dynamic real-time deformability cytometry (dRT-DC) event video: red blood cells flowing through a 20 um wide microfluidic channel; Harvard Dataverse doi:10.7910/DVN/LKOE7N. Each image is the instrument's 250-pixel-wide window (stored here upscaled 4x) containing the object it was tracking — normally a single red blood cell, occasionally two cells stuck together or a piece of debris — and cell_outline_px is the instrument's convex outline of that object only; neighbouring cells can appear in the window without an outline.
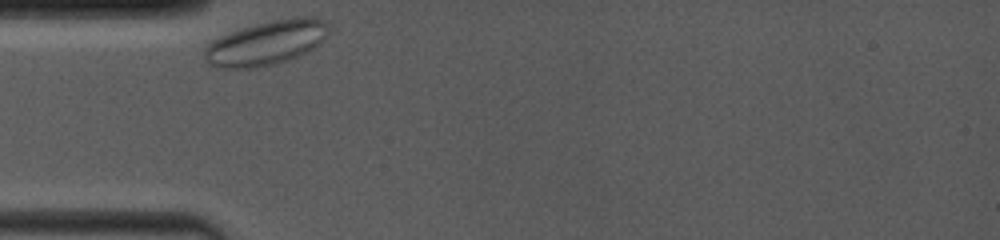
{"species": "common noctule bat (a hibernating species)", "species_latin": "Nyctalus noctula", "temperature_condition": "room temperature", "stored_images_in_passage": 8, "camera_frame_rate_fps": 4000, "um_per_image_px": 0.085, "animal": {"sex": "female", "body_mass_g": 19.0, "forearm_length_mm": 53.3}, "frame": {"image": 1, "passage_image": 1, "time_ms": 0.0, "image_size_px": [1000, 240], "cell_outline_px": [[328, 32], [324, 40], [320, 44], [288, 60], [276, 64], [252, 68], [220, 68], [208, 64], [204, 56], [204, 48], [212, 40], [220, 36], [244, 28], [272, 20], [300, 16], [312, 16], [324, 20], [328, 24]], "centroid_in_image_um": [22.64, 3.65], "position_along_channel_um": 62.4, "area_um2": 31.91}}
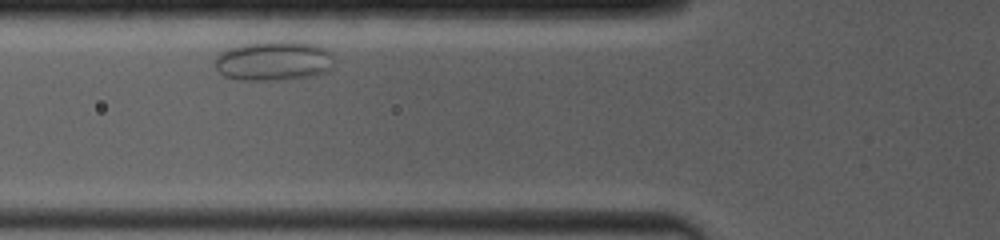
{"frame": {"image": 2, "passage_image": 4, "time_ms": 1.25, "image_size_px": [1000, 240], "cell_outline_px": [[332, 68], [328, 72], [316, 76], [276, 80], [240, 80], [224, 76], [216, 68], [216, 56], [220, 52], [228, 48], [244, 44], [272, 40], [300, 40], [316, 44], [328, 48], [332, 52]], "centroid_in_image_um": [23.33, 5.15], "position_along_channel_um": 102.5, "area_um2": 28.32}}
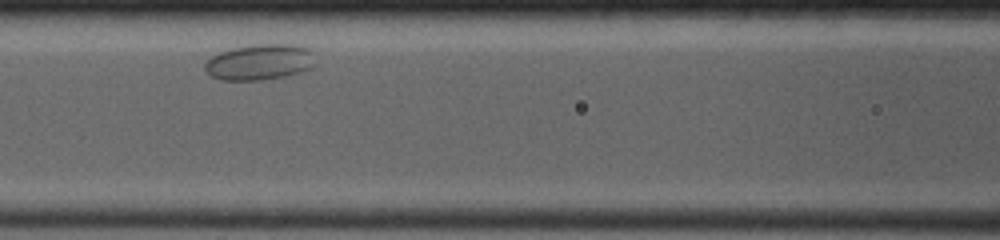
{"frame": {"image": 3, "passage_image": 7, "time_ms": 2.5, "image_size_px": [1000, 240], "cell_outline_px": [[316, 64], [312, 68], [300, 72], [284, 76], [260, 80], [224, 80], [212, 76], [204, 68], [204, 64], [212, 56], [220, 52], [232, 48], [252, 44], [300, 44], [312, 48]], "centroid_in_image_um": [22.15, 5.25], "position_along_channel_um": 144.5, "area_um2": 23.35}}